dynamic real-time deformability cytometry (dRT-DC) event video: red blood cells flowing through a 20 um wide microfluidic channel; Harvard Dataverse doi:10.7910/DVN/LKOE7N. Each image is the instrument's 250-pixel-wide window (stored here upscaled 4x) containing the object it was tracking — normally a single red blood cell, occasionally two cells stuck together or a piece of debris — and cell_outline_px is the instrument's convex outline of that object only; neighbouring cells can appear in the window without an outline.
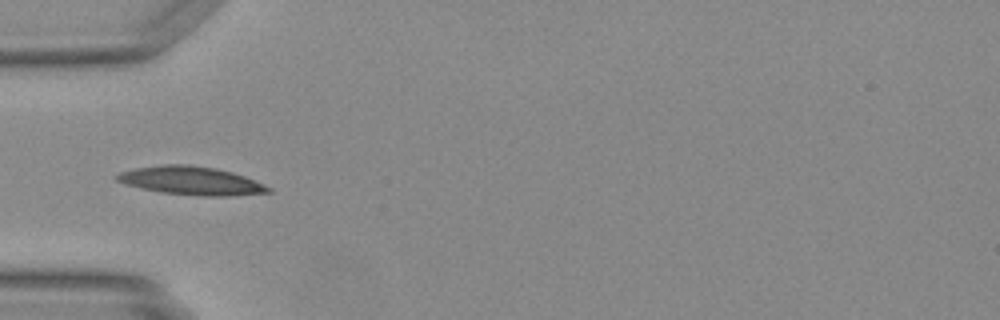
{"species": "Egyptian fruit bat (a non-hibernating species)", "species_latin": "Rousettus aegyptiacus", "temperature_condition": "warm", "stored_images_in_passage": 23, "camera_frame_rate_fps": 3000, "um_per_image_px": 0.085, "animal": {"sex": "female"}, "frame": {"image": 1, "passage_image": 4, "time_ms": 1.0, "image_size_px": [1000, 320], "cell_outline_px": [[272, 192], [232, 196], [204, 196], [160, 192], [124, 184], [116, 180], [116, 176], [120, 172], [136, 168], [164, 164], [188, 164], [216, 168], [232, 172], [244, 176], [264, 184], [272, 188]], "centroid_in_image_um": [16.28, 15.36], "position_along_channel_um": 68.7, "area_um2": 25.03}}